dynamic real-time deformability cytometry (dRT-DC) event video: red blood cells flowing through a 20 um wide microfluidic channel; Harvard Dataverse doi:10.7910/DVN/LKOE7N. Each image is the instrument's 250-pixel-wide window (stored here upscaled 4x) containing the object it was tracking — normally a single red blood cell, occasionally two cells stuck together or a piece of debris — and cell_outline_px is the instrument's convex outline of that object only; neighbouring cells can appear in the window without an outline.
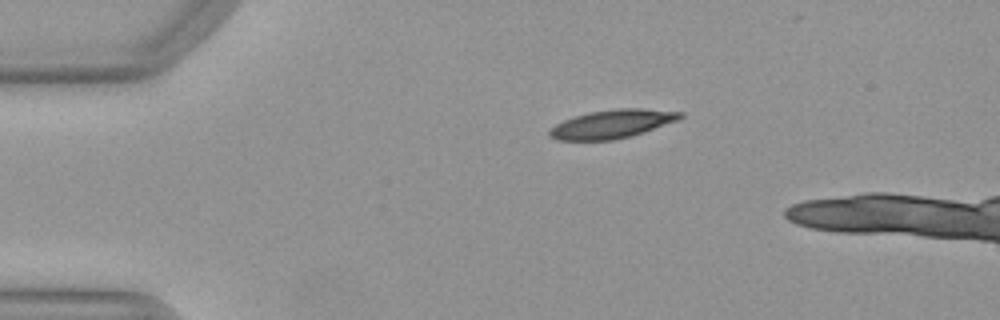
{"species": "Egyptian fruit bat (a non-hibernating species)", "species_latin": "Rousettus aegyptiacus", "temperature_condition": "warm", "stored_images_in_passage": 10, "camera_frame_rate_fps": 3000, "um_per_image_px": 0.085, "animal": {"sex": "female"}, "frame": {"image": 1, "passage_image": 5, "time_ms": 1.333, "image_size_px": [1000, 320], "cell_outline_px": [[684, 116], [680, 120], [632, 136], [612, 140], [556, 140], [548, 136], [548, 128], [564, 120], [588, 112], [616, 108], [644, 108], [684, 112]], "centroid_in_image_um": [52.05, 10.53], "position_along_channel_um": 32.9, "area_um2": 22.02}}